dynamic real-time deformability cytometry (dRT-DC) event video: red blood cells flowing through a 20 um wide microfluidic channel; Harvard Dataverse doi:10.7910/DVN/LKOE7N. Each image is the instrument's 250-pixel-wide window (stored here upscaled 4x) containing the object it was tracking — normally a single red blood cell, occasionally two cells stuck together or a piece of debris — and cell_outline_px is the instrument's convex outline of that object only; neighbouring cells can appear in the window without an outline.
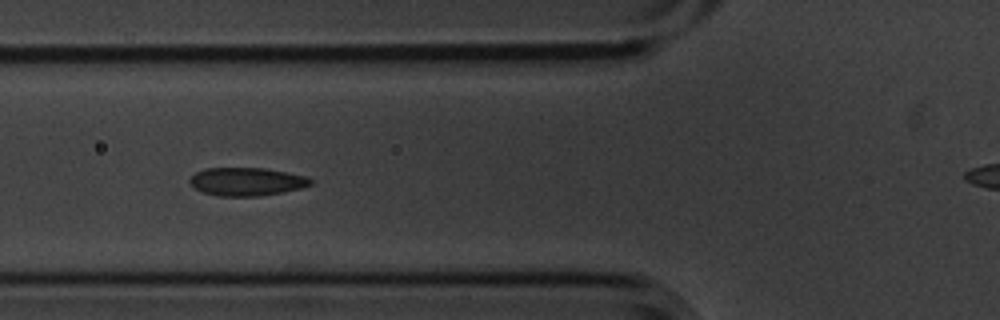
{"species": "common noctule bat (a hibernating species)", "species_latin": "Nyctalus noctula", "temperature_condition": "cold", "stored_images_in_passage": 7, "segment_of_instrument_passage": [1, 2], "camera_frame_rate_fps": 3000, "um_per_image_px": 0.085, "animal": {"sex": "male", "body_mass_g": 20.1, "forearm_length_mm": 53.5}, "frame": {"image": 1, "passage_image": 5, "time_ms": 1.333, "image_size_px": [1000, 320], "cell_outline_px": [[312, 184], [300, 188], [260, 196], [216, 196], [204, 192], [196, 188], [188, 180], [196, 172], [204, 168], [264, 168], [308, 176], [312, 180]], "centroid_in_image_um": [20.97, 15.43], "position_along_channel_um": 104.8, "area_um2": 19.71}}
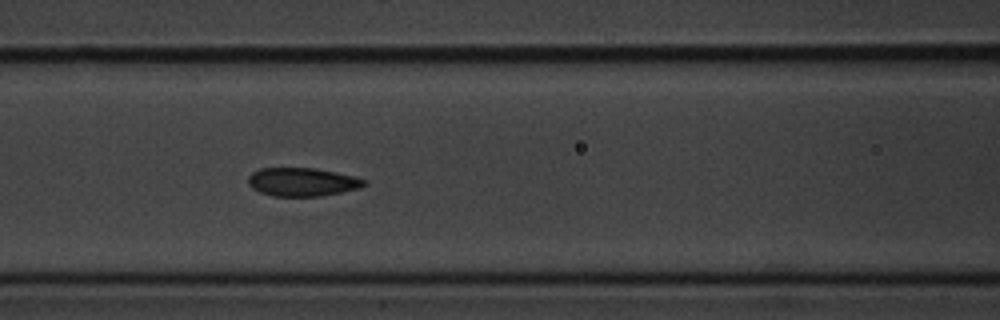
{"frame": {"image": 2, "passage_image": 6, "time_ms": 1.667, "image_size_px": [1000, 320], "cell_outline_px": [[368, 184], [360, 188], [320, 196], [272, 196], [260, 192], [252, 188], [248, 184], [248, 176], [252, 172], [260, 168], [316, 168], [356, 176], [368, 180]], "centroid_in_image_um": [25.72, 15.46], "position_along_channel_um": 140.9, "area_um2": 19.42}}